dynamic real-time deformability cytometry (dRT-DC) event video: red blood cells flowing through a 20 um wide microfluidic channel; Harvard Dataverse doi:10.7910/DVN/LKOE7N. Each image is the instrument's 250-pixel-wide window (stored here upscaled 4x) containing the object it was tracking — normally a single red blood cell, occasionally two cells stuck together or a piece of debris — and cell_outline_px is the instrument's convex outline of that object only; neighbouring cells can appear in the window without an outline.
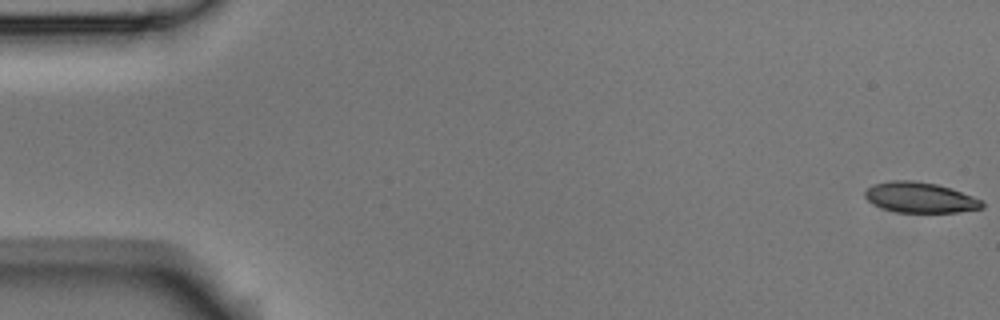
{"species": "Egyptian fruit bat (a non-hibernating species)", "species_latin": "Rousettus aegyptiacus", "temperature_condition": "room temperature", "stored_images_in_passage": 4, "camera_frame_rate_fps": 3000, "um_per_image_px": 0.085, "animal": {"sex": "male"}, "frame": {"image": 1, "passage_image": 1, "time_ms": 0.0, "image_size_px": [1000, 320], "cell_outline_px": [[984, 208], [956, 212], [896, 212], [872, 204], [864, 196], [864, 192], [872, 184], [888, 180], [912, 180], [936, 184], [984, 200]], "centroid_in_image_um": [78.18, 16.78], "position_along_channel_um": 6.8, "area_um2": 20.75}}
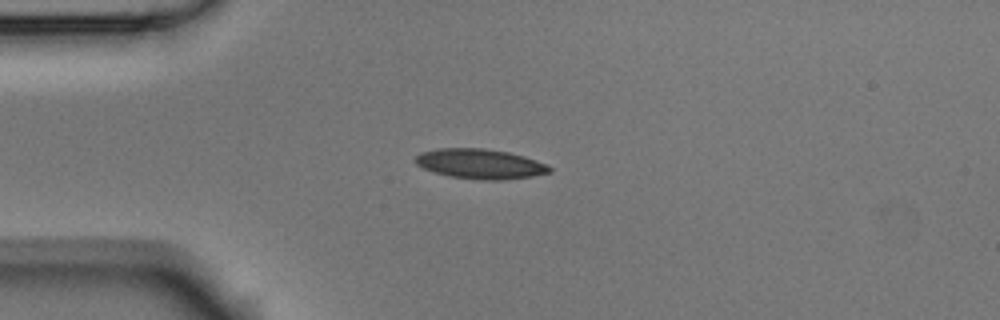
{"frame": {"image": 2, "passage_image": 4, "time_ms": 1.0, "image_size_px": [1000, 320], "cell_outline_px": [[552, 172], [532, 176], [500, 180], [484, 180], [448, 176], [432, 172], [416, 164], [412, 160], [420, 152], [436, 148], [480, 148], [508, 152], [524, 156], [548, 164], [552, 168]], "centroid_in_image_um": [40.79, 13.93], "position_along_channel_um": 44.2, "area_um2": 23.52}}